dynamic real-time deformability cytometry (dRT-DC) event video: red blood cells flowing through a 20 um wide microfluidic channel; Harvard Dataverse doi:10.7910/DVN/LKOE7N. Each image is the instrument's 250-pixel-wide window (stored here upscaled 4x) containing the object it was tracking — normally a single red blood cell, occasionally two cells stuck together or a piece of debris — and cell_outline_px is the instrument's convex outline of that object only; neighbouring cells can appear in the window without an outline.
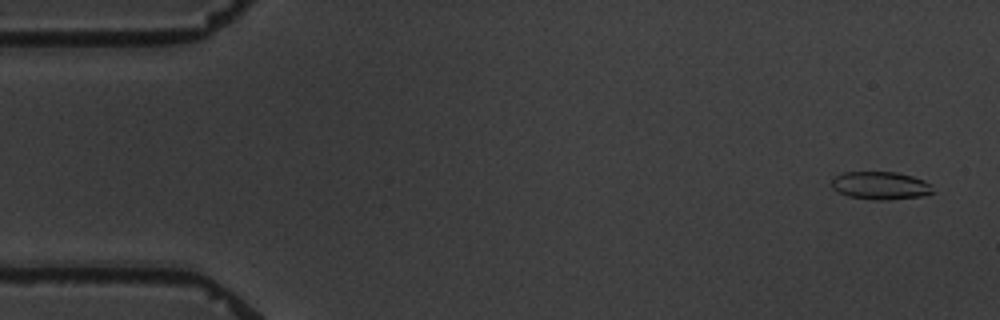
{"species": "common noctule bat (a hibernating species)", "species_latin": "Nyctalus noctula", "temperature_condition": "warm", "stored_images_in_passage": 5, "camera_frame_rate_fps": 3000, "um_per_image_px": 0.085, "animal": {"sex": "male", "body_mass_g": 19.5, "forearm_length_mm": 54.6}, "frame": {"image": 1, "passage_image": 1, "time_ms": 0.0, "image_size_px": [1000, 320], "cell_outline_px": [[936, 192], [920, 196], [888, 200], [872, 200], [848, 196], [832, 188], [832, 180], [836, 176], [844, 172], [896, 172], [912, 176], [924, 180], [932, 184]], "centroid_in_image_um": [74.89, 15.77], "position_along_channel_um": 10.1, "area_um2": 16.53}}
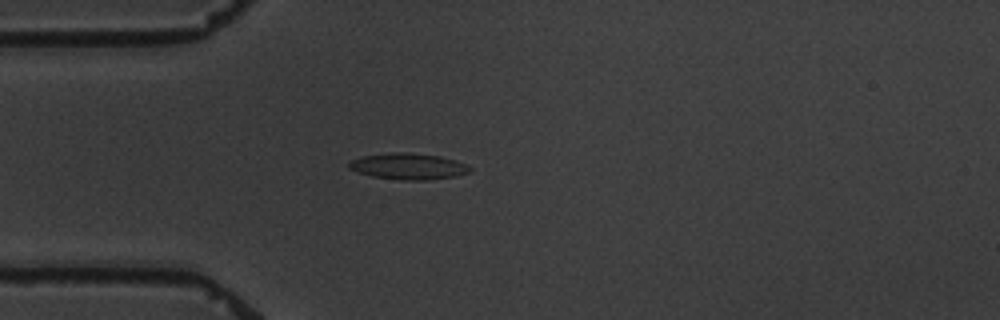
{"frame": {"image": 2, "passage_image": 5, "time_ms": 4.333, "image_size_px": [1000, 320], "cell_outline_px": [[472, 168], [468, 172], [456, 176], [424, 180], [404, 180], [372, 176], [348, 168], [348, 164], [352, 160], [360, 156], [388, 152], [408, 152], [440, 156], [456, 160]], "centroid_in_image_um": [34.68, 14.12], "position_along_channel_um": 50.3, "area_um2": 18.38}}